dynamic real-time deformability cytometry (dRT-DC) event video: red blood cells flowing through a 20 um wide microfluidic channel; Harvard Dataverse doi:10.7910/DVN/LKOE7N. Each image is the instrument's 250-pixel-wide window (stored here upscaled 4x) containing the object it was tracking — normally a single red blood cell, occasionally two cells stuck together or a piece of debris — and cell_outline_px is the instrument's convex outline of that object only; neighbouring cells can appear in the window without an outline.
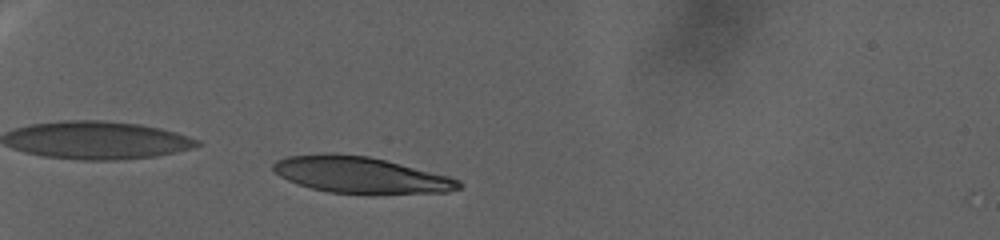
{"species": "human", "species_latin": "Homo sapiens", "temperature_condition": "warm", "stored_images_in_passage": 100, "camera_frame_rate_fps": 3000, "um_per_image_px": 0.085, "donor": {"sex": "female"}, "frame": {"image": 1, "passage_image": 27, "time_ms": 8.667, "image_size_px": [1000, 240], "cell_outline_px": [[464, 184], [460, 188], [448, 192], [372, 196], [368, 196], [328, 192], [312, 188], [288, 180], [280, 176], [272, 168], [272, 164], [276, 160], [288, 156], [368, 156], [448, 176], [460, 180]], "centroid_in_image_um": [30.77, 14.96], "position_along_channel_um": 54.2, "area_um2": 39.02}}
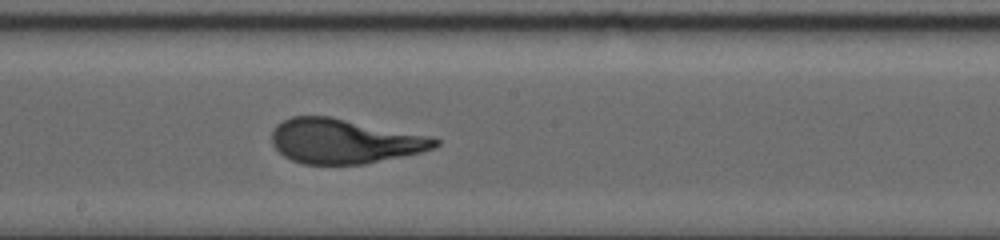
{"frame": {"image": 2, "passage_image": 62, "time_ms": 20.333, "image_size_px": [1000, 240], "cell_outline_px": [[440, 144], [436, 148], [420, 152], [364, 164], [304, 164], [292, 160], [284, 156], [272, 144], [272, 132], [276, 124], [292, 116], [332, 116], [432, 136], [440, 140]], "centroid_in_image_um": [29.29, 11.99], "position_along_channel_um": 218.9, "area_um2": 42.66}}
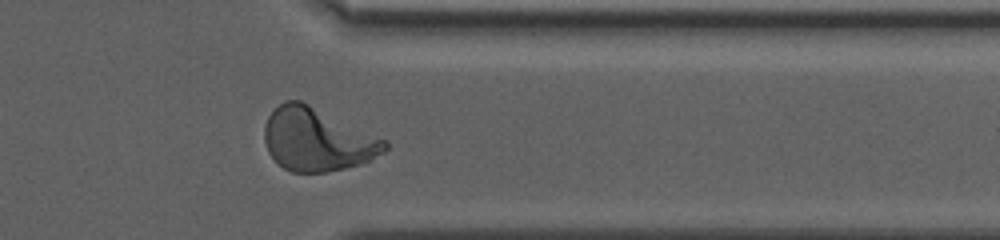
{"frame": {"image": 3, "passage_image": 90, "time_ms": 29.667, "image_size_px": [1000, 240], "cell_outline_px": [[388, 148], [384, 152], [360, 164], [344, 168], [324, 172], [292, 172], [284, 168], [268, 152], [264, 140], [264, 128], [268, 116], [284, 100], [300, 100], [388, 140]], "centroid_in_image_um": [26.97, 11.86], "position_along_channel_um": 384.4, "area_um2": 43.93}}